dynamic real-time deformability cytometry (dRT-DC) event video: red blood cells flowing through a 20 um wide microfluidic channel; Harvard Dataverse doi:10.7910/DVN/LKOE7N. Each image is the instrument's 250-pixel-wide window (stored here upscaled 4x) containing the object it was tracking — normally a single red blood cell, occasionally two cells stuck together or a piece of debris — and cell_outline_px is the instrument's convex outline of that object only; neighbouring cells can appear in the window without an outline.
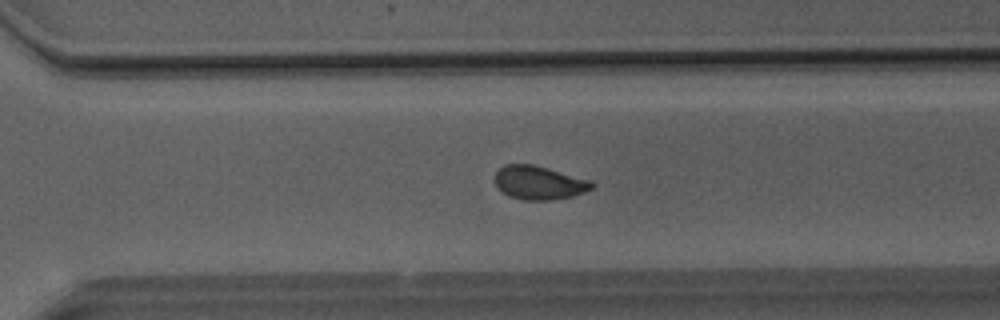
{"species": "Egyptian fruit bat (a non-hibernating species)", "species_latin": "Rousettus aegyptiacus", "temperature_condition": "room temperature", "stored_images_in_passage": 50, "camera_frame_rate_fps": 3000, "um_per_image_px": 0.085, "animal": {"sex": "male"}, "frame": {"image": 1, "passage_image": 35, "time_ms": 11.333, "image_size_px": [1000, 320], "cell_outline_px": [[596, 184], [592, 188], [584, 192], [572, 196], [552, 200], [524, 200], [508, 196], [496, 188], [496, 172], [504, 164], [532, 164], [548, 168], [592, 180]], "centroid_in_image_um": [45.83, 15.53], "position_along_channel_um": 324.8, "area_um2": 19.13}}
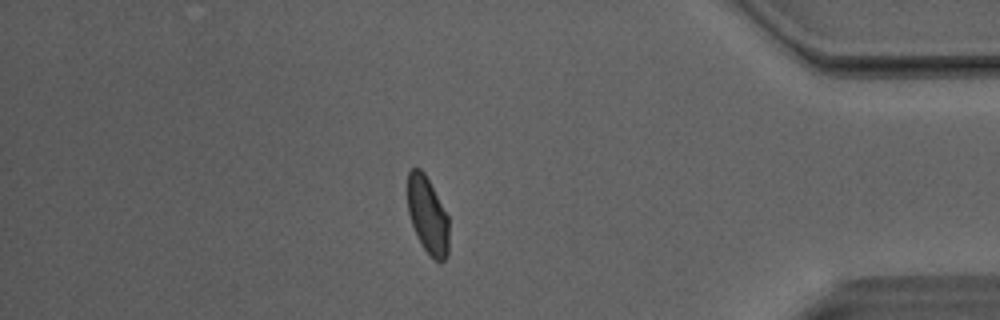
{"frame": {"image": 2, "passage_image": 43, "time_ms": 14.0, "image_size_px": [1000, 320], "cell_outline_px": [[448, 256], [440, 264], [432, 260], [416, 236], [408, 212], [408, 172], [412, 168], [420, 168], [424, 172], [448, 216]], "centroid_in_image_um": [36.35, 18.35], "position_along_channel_um": 398.8, "area_um2": 18.61}}
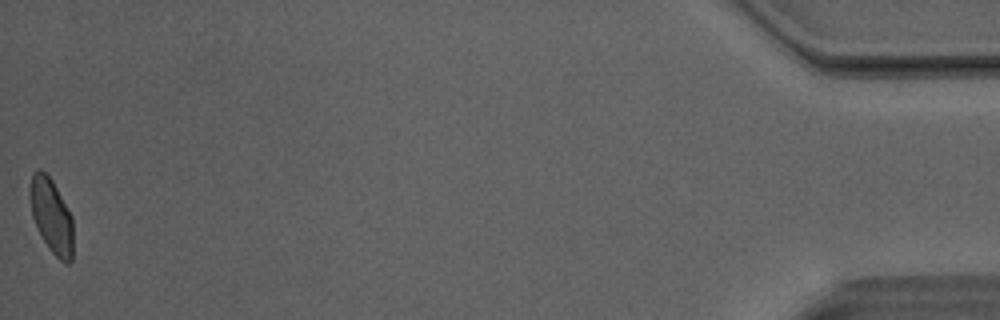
{"frame": {"image": 3, "passage_image": 50, "time_ms": 16.333, "image_size_px": [1000, 320], "cell_outline_px": [[72, 260], [68, 264], [64, 264], [48, 248], [32, 216], [28, 192], [32, 172], [40, 168], [52, 180], [72, 216]], "centroid_in_image_um": [4.35, 18.33], "position_along_channel_um": 430.8, "area_um2": 18.73}, "authors_computed_cell_mechanics": {"area_um2": 19.7387, "velocity_mm_per_s": 4.0797, "shape_relaxation_time_tau1_ms": 4.3642, "shape_relaxation_time_tau2_ms": 1.6573, "deformation_change_tau1": 0.1057, "deformation_change_tau2": 0.065}}